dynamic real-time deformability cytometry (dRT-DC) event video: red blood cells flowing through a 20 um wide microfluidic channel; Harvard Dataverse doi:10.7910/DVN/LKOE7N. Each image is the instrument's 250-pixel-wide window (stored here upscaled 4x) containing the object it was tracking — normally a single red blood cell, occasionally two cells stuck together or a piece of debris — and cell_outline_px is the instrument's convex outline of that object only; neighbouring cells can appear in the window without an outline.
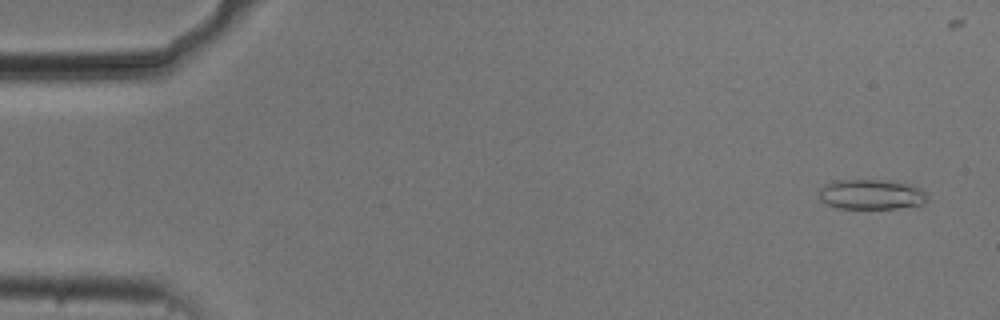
{"species": "common noctule bat (a hibernating species)", "species_latin": "Nyctalus noctula", "temperature_condition": "cold", "stored_images_in_passage": 9, "camera_frame_rate_fps": 3000, "um_per_image_px": 0.085, "animal": {"sex": "male", "body_mass_g": 20.5, "forearm_length_mm": 52.5}, "frame": {"image": 1, "passage_image": 3, "time_ms": 0.667, "image_size_px": [1000, 320], "cell_outline_px": [[928, 200], [924, 204], [896, 208], [836, 208], [820, 200], [820, 188], [824, 184], [836, 180], [888, 180], [912, 184], [920, 188], [924, 192]], "centroid_in_image_um": [74.07, 16.51], "position_along_channel_um": 10.9, "area_um2": 19.02}}